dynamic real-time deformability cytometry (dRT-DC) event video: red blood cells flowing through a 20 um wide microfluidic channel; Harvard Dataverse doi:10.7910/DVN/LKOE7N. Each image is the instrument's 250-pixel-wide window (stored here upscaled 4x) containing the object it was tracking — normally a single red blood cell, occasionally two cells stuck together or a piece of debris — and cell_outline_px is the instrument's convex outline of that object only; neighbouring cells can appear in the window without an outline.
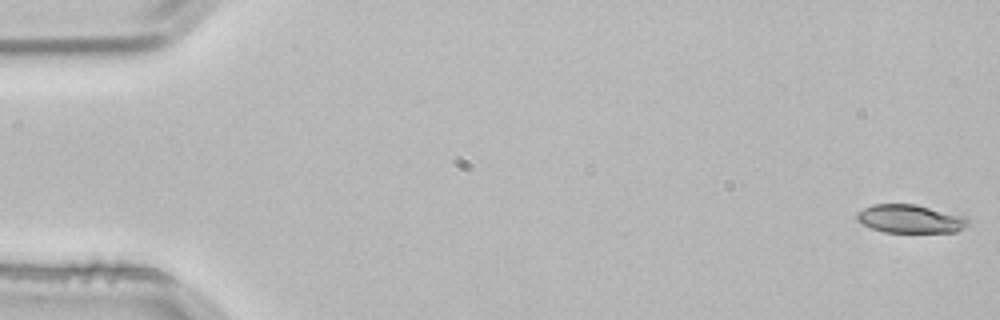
{"species": "common noctule bat (a hibernating species)", "species_latin": "Nyctalus noctula", "temperature_condition": "room temperature", "stored_images_in_passage": 3, "camera_frame_rate_fps": 3000, "um_per_image_px": 0.085, "animal": {"sex": "male", "body_mass_g": 21.5, "forearm_length_mm": 52.0}, "frame": {"image": 1, "passage_image": 1, "time_ms": 0.0, "image_size_px": [1000, 320], "cell_outline_px": [[968, 224], [964, 228], [956, 232], [884, 232], [872, 228], [856, 220], [856, 212], [872, 204], [916, 204], [964, 216], [968, 220]], "centroid_in_image_um": [77.35, 18.6], "position_along_channel_um": 7.6, "area_um2": 18.32}}